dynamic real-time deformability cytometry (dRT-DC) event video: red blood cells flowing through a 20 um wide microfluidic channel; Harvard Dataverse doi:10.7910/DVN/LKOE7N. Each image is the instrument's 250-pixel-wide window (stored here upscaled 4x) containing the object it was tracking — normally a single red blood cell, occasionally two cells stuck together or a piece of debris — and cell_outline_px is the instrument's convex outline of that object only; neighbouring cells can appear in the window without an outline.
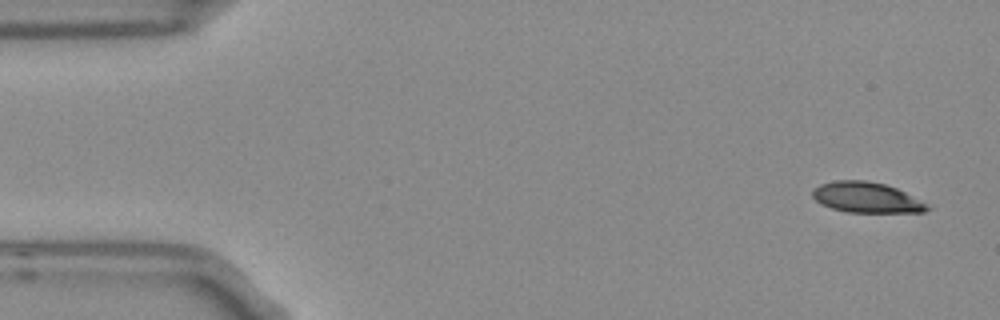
{"species": "Egyptian fruit bat (a non-hibernating species)", "species_latin": "Rousettus aegyptiacus", "temperature_condition": "room temperature", "stored_images_in_passage": 5, "camera_frame_rate_fps": 3000, "um_per_image_px": 0.085, "frame": {"image": 1, "passage_image": 1, "time_ms": 0.0, "image_size_px": [1000, 320], "cell_outline_px": [[932, 208], [924, 212], [848, 212], [832, 208], [820, 204], [812, 196], [812, 188], [820, 184], [836, 180], [864, 180], [884, 184], [896, 188], [904, 192]], "centroid_in_image_um": [73.59, 16.78], "position_along_channel_um": 11.4, "area_um2": 20.17}}
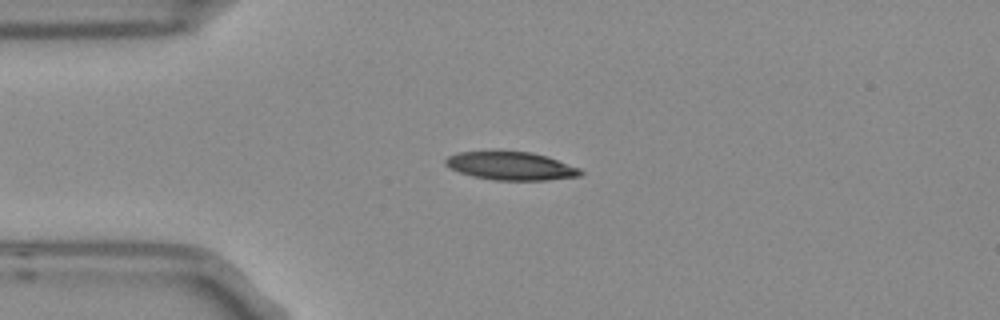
{"frame": {"image": 2, "passage_image": 4, "time_ms": 1.0, "image_size_px": [1000, 320], "cell_outline_px": [[584, 172], [580, 176], [548, 180], [496, 180], [472, 176], [460, 172], [444, 164], [444, 160], [448, 156], [456, 152], [496, 148], [532, 152], [548, 156], [580, 168]], "centroid_in_image_um": [43.4, 14.05], "position_along_channel_um": 41.6, "area_um2": 23.18}}